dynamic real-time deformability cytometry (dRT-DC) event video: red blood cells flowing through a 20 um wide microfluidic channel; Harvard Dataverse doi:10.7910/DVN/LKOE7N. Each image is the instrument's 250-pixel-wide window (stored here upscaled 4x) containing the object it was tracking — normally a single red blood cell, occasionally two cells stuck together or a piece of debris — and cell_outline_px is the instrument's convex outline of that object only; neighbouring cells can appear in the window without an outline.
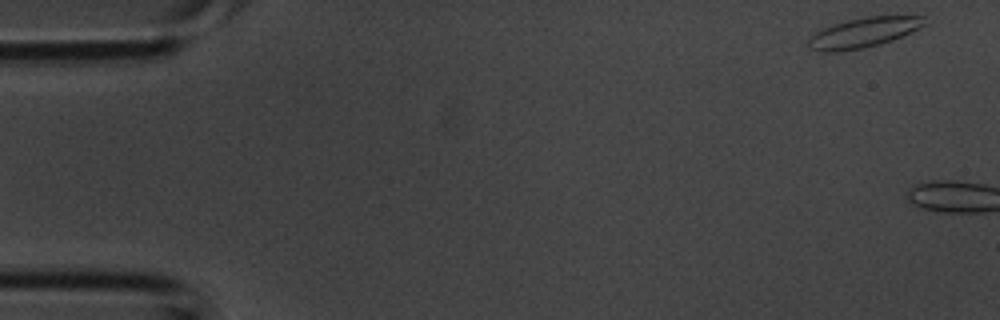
{"species": "common noctule bat (a hibernating species)", "species_latin": "Nyctalus noctula", "temperature_condition": "room temperature", "stored_images_in_passage": 6, "camera_frame_rate_fps": 3000, "um_per_image_px": 0.085, "animal": {"sex": "male", "body_mass_g": 20.1, "forearm_length_mm": 53.5}, "frame": {"image": 1, "passage_image": 1, "time_ms": 0.0, "image_size_px": [1000, 320], "cell_outline_px": [[928, 24], [912, 32], [892, 40], [880, 44], [864, 48], [840, 52], [820, 52], [812, 48], [808, 44], [808, 40], [816, 32], [824, 28], [848, 20], [868, 16], [924, 16]], "centroid_in_image_um": [73.46, 2.77], "position_along_channel_um": 11.5, "area_um2": 20.17}}